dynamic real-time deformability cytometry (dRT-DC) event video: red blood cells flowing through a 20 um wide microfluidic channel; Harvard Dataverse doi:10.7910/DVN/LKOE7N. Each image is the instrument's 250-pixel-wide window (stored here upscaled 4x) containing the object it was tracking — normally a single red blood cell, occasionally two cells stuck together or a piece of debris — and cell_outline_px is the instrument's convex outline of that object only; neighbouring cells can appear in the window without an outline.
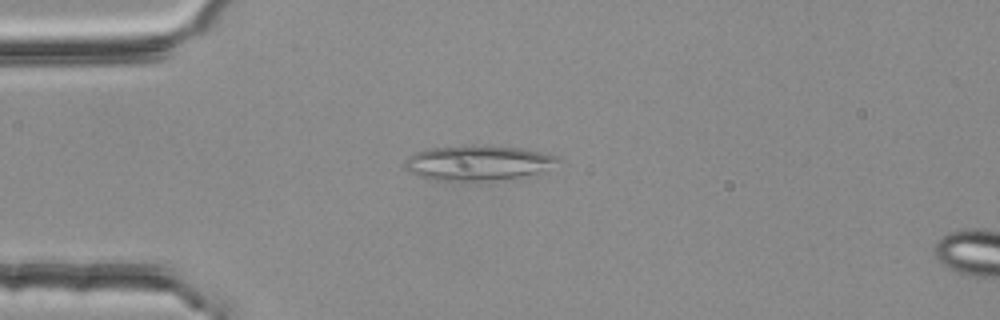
{"species": "common noctule bat (a hibernating species)", "species_latin": "Nyctalus noctula", "temperature_condition": "room temperature", "stored_images_in_passage": 4, "camera_frame_rate_fps": 3000, "um_per_image_px": 0.085, "animal": {"sex": "female", "body_mass_g": 25.1}, "frame": {"image": 1, "passage_image": 3, "time_ms": 0.667, "image_size_px": [1000, 320], "cell_outline_px": [[560, 160], [536, 172], [520, 176], [488, 180], [436, 180], [420, 176], [408, 172], [404, 168], [404, 164], [408, 156], [416, 152], [428, 148], [472, 144], [484, 144], [524, 148], [560, 156]], "centroid_in_image_um": [40.55, 13.8], "position_along_channel_um": 44.5, "area_um2": 31.1}}